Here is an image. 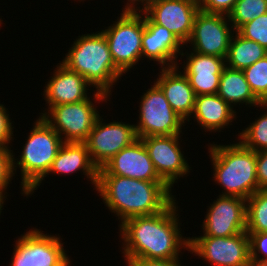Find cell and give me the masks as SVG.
I'll use <instances>...</instances> for the list:
<instances>
[{
    "label": "cell",
    "instance_id": "obj_7",
    "mask_svg": "<svg viewBox=\"0 0 267 266\" xmlns=\"http://www.w3.org/2000/svg\"><path fill=\"white\" fill-rule=\"evenodd\" d=\"M153 84L141 97L139 122L134 125L138 138L181 134L186 121L173 110L161 88Z\"/></svg>",
    "mask_w": 267,
    "mask_h": 266
},
{
    "label": "cell",
    "instance_id": "obj_27",
    "mask_svg": "<svg viewBox=\"0 0 267 266\" xmlns=\"http://www.w3.org/2000/svg\"><path fill=\"white\" fill-rule=\"evenodd\" d=\"M267 13V0H237L234 8L228 15L235 31L242 25Z\"/></svg>",
    "mask_w": 267,
    "mask_h": 266
},
{
    "label": "cell",
    "instance_id": "obj_15",
    "mask_svg": "<svg viewBox=\"0 0 267 266\" xmlns=\"http://www.w3.org/2000/svg\"><path fill=\"white\" fill-rule=\"evenodd\" d=\"M199 0H160L143 14L153 23L164 26L185 45L189 40Z\"/></svg>",
    "mask_w": 267,
    "mask_h": 266
},
{
    "label": "cell",
    "instance_id": "obj_13",
    "mask_svg": "<svg viewBox=\"0 0 267 266\" xmlns=\"http://www.w3.org/2000/svg\"><path fill=\"white\" fill-rule=\"evenodd\" d=\"M180 134L140 138L152 160L158 176L172 189L180 177L190 171L179 146Z\"/></svg>",
    "mask_w": 267,
    "mask_h": 266
},
{
    "label": "cell",
    "instance_id": "obj_14",
    "mask_svg": "<svg viewBox=\"0 0 267 266\" xmlns=\"http://www.w3.org/2000/svg\"><path fill=\"white\" fill-rule=\"evenodd\" d=\"M210 205L202 236L229 237L246 231V199L219 195Z\"/></svg>",
    "mask_w": 267,
    "mask_h": 266
},
{
    "label": "cell",
    "instance_id": "obj_25",
    "mask_svg": "<svg viewBox=\"0 0 267 266\" xmlns=\"http://www.w3.org/2000/svg\"><path fill=\"white\" fill-rule=\"evenodd\" d=\"M246 232H267V190H258L246 200Z\"/></svg>",
    "mask_w": 267,
    "mask_h": 266
},
{
    "label": "cell",
    "instance_id": "obj_22",
    "mask_svg": "<svg viewBox=\"0 0 267 266\" xmlns=\"http://www.w3.org/2000/svg\"><path fill=\"white\" fill-rule=\"evenodd\" d=\"M79 170L96 187L98 168L92 163L86 144L64 142L59 148L47 175L49 173L69 174Z\"/></svg>",
    "mask_w": 267,
    "mask_h": 266
},
{
    "label": "cell",
    "instance_id": "obj_6",
    "mask_svg": "<svg viewBox=\"0 0 267 266\" xmlns=\"http://www.w3.org/2000/svg\"><path fill=\"white\" fill-rule=\"evenodd\" d=\"M107 29L102 30L115 66L125 74L142 58V36L145 28L141 13L122 12Z\"/></svg>",
    "mask_w": 267,
    "mask_h": 266
},
{
    "label": "cell",
    "instance_id": "obj_30",
    "mask_svg": "<svg viewBox=\"0 0 267 266\" xmlns=\"http://www.w3.org/2000/svg\"><path fill=\"white\" fill-rule=\"evenodd\" d=\"M13 151L10 147L0 145V190L5 194L13 173Z\"/></svg>",
    "mask_w": 267,
    "mask_h": 266
},
{
    "label": "cell",
    "instance_id": "obj_16",
    "mask_svg": "<svg viewBox=\"0 0 267 266\" xmlns=\"http://www.w3.org/2000/svg\"><path fill=\"white\" fill-rule=\"evenodd\" d=\"M98 175H117L145 181H163L155 171L141 139L121 149L98 169Z\"/></svg>",
    "mask_w": 267,
    "mask_h": 266
},
{
    "label": "cell",
    "instance_id": "obj_21",
    "mask_svg": "<svg viewBox=\"0 0 267 266\" xmlns=\"http://www.w3.org/2000/svg\"><path fill=\"white\" fill-rule=\"evenodd\" d=\"M218 94L198 95L195 99L192 119L207 131L219 132L236 118V112Z\"/></svg>",
    "mask_w": 267,
    "mask_h": 266
},
{
    "label": "cell",
    "instance_id": "obj_12",
    "mask_svg": "<svg viewBox=\"0 0 267 266\" xmlns=\"http://www.w3.org/2000/svg\"><path fill=\"white\" fill-rule=\"evenodd\" d=\"M228 22L230 23V20L226 15L207 13L200 9L195 16L193 30L186 42L187 45L188 43L192 44V51L196 53L226 59L230 40L234 35L232 24H228Z\"/></svg>",
    "mask_w": 267,
    "mask_h": 266
},
{
    "label": "cell",
    "instance_id": "obj_26",
    "mask_svg": "<svg viewBox=\"0 0 267 266\" xmlns=\"http://www.w3.org/2000/svg\"><path fill=\"white\" fill-rule=\"evenodd\" d=\"M260 107L267 109V103H262ZM250 124L238 135L240 142L256 152L267 150V111Z\"/></svg>",
    "mask_w": 267,
    "mask_h": 266
},
{
    "label": "cell",
    "instance_id": "obj_33",
    "mask_svg": "<svg viewBox=\"0 0 267 266\" xmlns=\"http://www.w3.org/2000/svg\"><path fill=\"white\" fill-rule=\"evenodd\" d=\"M12 122L9 117L6 107L0 104V145L9 147L10 141L13 138V128ZM7 144V145H6Z\"/></svg>",
    "mask_w": 267,
    "mask_h": 266
},
{
    "label": "cell",
    "instance_id": "obj_20",
    "mask_svg": "<svg viewBox=\"0 0 267 266\" xmlns=\"http://www.w3.org/2000/svg\"><path fill=\"white\" fill-rule=\"evenodd\" d=\"M160 68L161 74L155 83L164 92L173 110L185 121L190 122L189 116L194 110L196 94L187 76L178 70L179 66Z\"/></svg>",
    "mask_w": 267,
    "mask_h": 266
},
{
    "label": "cell",
    "instance_id": "obj_31",
    "mask_svg": "<svg viewBox=\"0 0 267 266\" xmlns=\"http://www.w3.org/2000/svg\"><path fill=\"white\" fill-rule=\"evenodd\" d=\"M247 233L250 239V260L267 261V232ZM260 254H263L262 257Z\"/></svg>",
    "mask_w": 267,
    "mask_h": 266
},
{
    "label": "cell",
    "instance_id": "obj_37",
    "mask_svg": "<svg viewBox=\"0 0 267 266\" xmlns=\"http://www.w3.org/2000/svg\"><path fill=\"white\" fill-rule=\"evenodd\" d=\"M249 266H267V261L250 260Z\"/></svg>",
    "mask_w": 267,
    "mask_h": 266
},
{
    "label": "cell",
    "instance_id": "obj_2",
    "mask_svg": "<svg viewBox=\"0 0 267 266\" xmlns=\"http://www.w3.org/2000/svg\"><path fill=\"white\" fill-rule=\"evenodd\" d=\"M95 189L110 212L121 219L120 224L131 217L158 214L175 200L164 181L98 175Z\"/></svg>",
    "mask_w": 267,
    "mask_h": 266
},
{
    "label": "cell",
    "instance_id": "obj_17",
    "mask_svg": "<svg viewBox=\"0 0 267 266\" xmlns=\"http://www.w3.org/2000/svg\"><path fill=\"white\" fill-rule=\"evenodd\" d=\"M144 22L142 58L145 56L151 61H156L162 68L177 66V54H185L180 50L184 44L167 28L151 22L145 15Z\"/></svg>",
    "mask_w": 267,
    "mask_h": 266
},
{
    "label": "cell",
    "instance_id": "obj_9",
    "mask_svg": "<svg viewBox=\"0 0 267 266\" xmlns=\"http://www.w3.org/2000/svg\"><path fill=\"white\" fill-rule=\"evenodd\" d=\"M33 229L16 241L10 266H69L60 237Z\"/></svg>",
    "mask_w": 267,
    "mask_h": 266
},
{
    "label": "cell",
    "instance_id": "obj_34",
    "mask_svg": "<svg viewBox=\"0 0 267 266\" xmlns=\"http://www.w3.org/2000/svg\"><path fill=\"white\" fill-rule=\"evenodd\" d=\"M256 178L260 190H267V150L256 152Z\"/></svg>",
    "mask_w": 267,
    "mask_h": 266
},
{
    "label": "cell",
    "instance_id": "obj_11",
    "mask_svg": "<svg viewBox=\"0 0 267 266\" xmlns=\"http://www.w3.org/2000/svg\"><path fill=\"white\" fill-rule=\"evenodd\" d=\"M138 138L134 124L124 122L103 123L99 116L84 142L92 163L99 169L121 149L133 144Z\"/></svg>",
    "mask_w": 267,
    "mask_h": 266
},
{
    "label": "cell",
    "instance_id": "obj_23",
    "mask_svg": "<svg viewBox=\"0 0 267 266\" xmlns=\"http://www.w3.org/2000/svg\"><path fill=\"white\" fill-rule=\"evenodd\" d=\"M217 94L232 107L242 103L257 107L262 104L251 91L244 72L227 66L221 72Z\"/></svg>",
    "mask_w": 267,
    "mask_h": 266
},
{
    "label": "cell",
    "instance_id": "obj_32",
    "mask_svg": "<svg viewBox=\"0 0 267 266\" xmlns=\"http://www.w3.org/2000/svg\"><path fill=\"white\" fill-rule=\"evenodd\" d=\"M237 0H199L200 9L207 13H216L228 16Z\"/></svg>",
    "mask_w": 267,
    "mask_h": 266
},
{
    "label": "cell",
    "instance_id": "obj_5",
    "mask_svg": "<svg viewBox=\"0 0 267 266\" xmlns=\"http://www.w3.org/2000/svg\"><path fill=\"white\" fill-rule=\"evenodd\" d=\"M63 143L60 135L42 117L36 120L19 161L14 158L15 154L13 155V172L16 173L17 166L21 169L23 195H32L34 190L38 189Z\"/></svg>",
    "mask_w": 267,
    "mask_h": 266
},
{
    "label": "cell",
    "instance_id": "obj_10",
    "mask_svg": "<svg viewBox=\"0 0 267 266\" xmlns=\"http://www.w3.org/2000/svg\"><path fill=\"white\" fill-rule=\"evenodd\" d=\"M189 251L213 266H249L250 239L242 232L229 237H189Z\"/></svg>",
    "mask_w": 267,
    "mask_h": 266
},
{
    "label": "cell",
    "instance_id": "obj_4",
    "mask_svg": "<svg viewBox=\"0 0 267 266\" xmlns=\"http://www.w3.org/2000/svg\"><path fill=\"white\" fill-rule=\"evenodd\" d=\"M213 178L225 190L222 196L248 199L259 189L256 178V151L240 141L230 145L210 144Z\"/></svg>",
    "mask_w": 267,
    "mask_h": 266
},
{
    "label": "cell",
    "instance_id": "obj_29",
    "mask_svg": "<svg viewBox=\"0 0 267 266\" xmlns=\"http://www.w3.org/2000/svg\"><path fill=\"white\" fill-rule=\"evenodd\" d=\"M237 32L242 37L255 41L267 49V13L242 25Z\"/></svg>",
    "mask_w": 267,
    "mask_h": 266
},
{
    "label": "cell",
    "instance_id": "obj_19",
    "mask_svg": "<svg viewBox=\"0 0 267 266\" xmlns=\"http://www.w3.org/2000/svg\"><path fill=\"white\" fill-rule=\"evenodd\" d=\"M186 54L187 61L186 63L184 61L182 71L187 76L196 96L217 94L221 72L226 66L225 58L194 51Z\"/></svg>",
    "mask_w": 267,
    "mask_h": 266
},
{
    "label": "cell",
    "instance_id": "obj_36",
    "mask_svg": "<svg viewBox=\"0 0 267 266\" xmlns=\"http://www.w3.org/2000/svg\"><path fill=\"white\" fill-rule=\"evenodd\" d=\"M160 0H128L130 3H126V6L123 8L122 12L127 13H144L151 5L159 2ZM137 2V3H136ZM141 4L143 7H136V5ZM140 8V9H139Z\"/></svg>",
    "mask_w": 267,
    "mask_h": 266
},
{
    "label": "cell",
    "instance_id": "obj_3",
    "mask_svg": "<svg viewBox=\"0 0 267 266\" xmlns=\"http://www.w3.org/2000/svg\"><path fill=\"white\" fill-rule=\"evenodd\" d=\"M71 48V49H70ZM62 60L71 71L82 75L94 88V98L107 102L114 83L123 73L115 66L109 45L101 31L79 36Z\"/></svg>",
    "mask_w": 267,
    "mask_h": 266
},
{
    "label": "cell",
    "instance_id": "obj_24",
    "mask_svg": "<svg viewBox=\"0 0 267 266\" xmlns=\"http://www.w3.org/2000/svg\"><path fill=\"white\" fill-rule=\"evenodd\" d=\"M232 35L229 51L225 59L226 66L244 70L267 55V49L259 43L242 37L237 31Z\"/></svg>",
    "mask_w": 267,
    "mask_h": 266
},
{
    "label": "cell",
    "instance_id": "obj_35",
    "mask_svg": "<svg viewBox=\"0 0 267 266\" xmlns=\"http://www.w3.org/2000/svg\"><path fill=\"white\" fill-rule=\"evenodd\" d=\"M179 261V259H134L126 263L128 264V266H181Z\"/></svg>",
    "mask_w": 267,
    "mask_h": 266
},
{
    "label": "cell",
    "instance_id": "obj_8",
    "mask_svg": "<svg viewBox=\"0 0 267 266\" xmlns=\"http://www.w3.org/2000/svg\"><path fill=\"white\" fill-rule=\"evenodd\" d=\"M47 111H43L45 113L40 117L60 135L62 140L64 139L63 142L84 143L100 116L90 97L76 103L51 106Z\"/></svg>",
    "mask_w": 267,
    "mask_h": 266
},
{
    "label": "cell",
    "instance_id": "obj_28",
    "mask_svg": "<svg viewBox=\"0 0 267 266\" xmlns=\"http://www.w3.org/2000/svg\"><path fill=\"white\" fill-rule=\"evenodd\" d=\"M246 81L255 97L267 103V55L243 70Z\"/></svg>",
    "mask_w": 267,
    "mask_h": 266
},
{
    "label": "cell",
    "instance_id": "obj_1",
    "mask_svg": "<svg viewBox=\"0 0 267 266\" xmlns=\"http://www.w3.org/2000/svg\"><path fill=\"white\" fill-rule=\"evenodd\" d=\"M175 201L158 214L131 217L119 224L126 262L134 259H179L180 248L189 251V238L180 234Z\"/></svg>",
    "mask_w": 267,
    "mask_h": 266
},
{
    "label": "cell",
    "instance_id": "obj_38",
    "mask_svg": "<svg viewBox=\"0 0 267 266\" xmlns=\"http://www.w3.org/2000/svg\"><path fill=\"white\" fill-rule=\"evenodd\" d=\"M5 194L0 190V214H1V210H2V208H3V204H4V202H5V196H4Z\"/></svg>",
    "mask_w": 267,
    "mask_h": 266
},
{
    "label": "cell",
    "instance_id": "obj_18",
    "mask_svg": "<svg viewBox=\"0 0 267 266\" xmlns=\"http://www.w3.org/2000/svg\"><path fill=\"white\" fill-rule=\"evenodd\" d=\"M56 67L43 94L48 109L51 106L76 103L89 98L87 90L92 85L82 75L71 71L61 62Z\"/></svg>",
    "mask_w": 267,
    "mask_h": 266
}]
</instances>
